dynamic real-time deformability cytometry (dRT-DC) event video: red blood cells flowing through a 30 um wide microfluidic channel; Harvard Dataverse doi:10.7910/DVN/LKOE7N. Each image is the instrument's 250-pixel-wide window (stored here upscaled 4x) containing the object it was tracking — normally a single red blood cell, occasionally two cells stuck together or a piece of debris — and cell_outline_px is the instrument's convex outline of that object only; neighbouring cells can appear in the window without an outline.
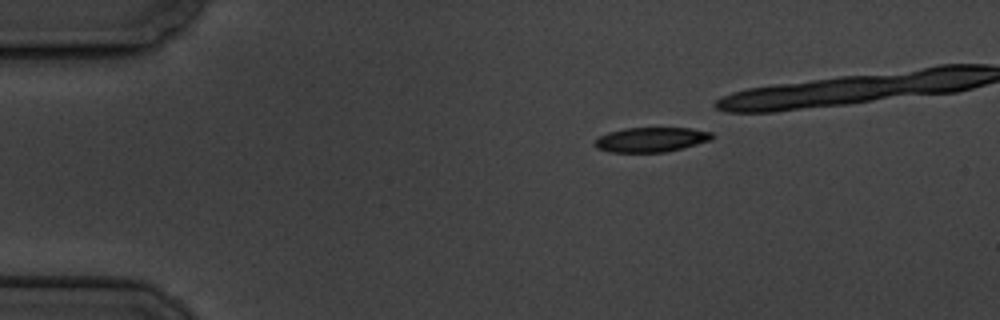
{"species": "common noctule bat (a hibernating species)", "species_latin": "Nyctalus noctula", "temperature_condition": "cold", "stored_images_in_passage": 4, "camera_frame_rate_fps": 3000, "um_per_image_px": 0.085, "animal": {"sex": "male", "body_mass_g": 19.5, "forearm_length_mm": 54.6}, "frame": {"image": 1, "passage_image": 1, "time_ms": 0.0, "image_size_px": [1000, 320], "cell_outline_px": [[712, 140], [664, 152], [608, 152], [596, 148], [596, 140], [600, 136], [608, 132], [624, 128], [692, 128], [712, 132]], "centroid_in_image_um": [55.34, 11.86], "position_along_channel_um": 29.7, "area_um2": 16.7}}